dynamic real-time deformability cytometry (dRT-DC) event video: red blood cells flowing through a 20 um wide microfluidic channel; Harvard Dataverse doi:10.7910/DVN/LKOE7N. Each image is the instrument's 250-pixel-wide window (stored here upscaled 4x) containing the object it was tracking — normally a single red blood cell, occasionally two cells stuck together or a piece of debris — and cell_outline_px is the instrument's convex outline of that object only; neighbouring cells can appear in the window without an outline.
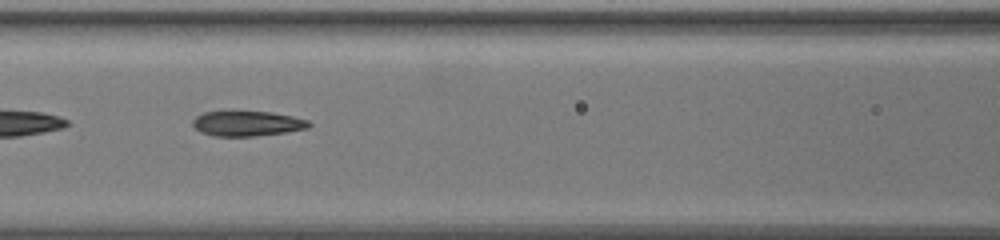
{"species": "common noctule bat (a hibernating species)", "species_latin": "Nyctalus noctula", "temperature_condition": "warm", "stored_images_in_passage": 18, "camera_frame_rate_fps": 3000, "um_per_image_px": 0.085, "animal": {"sex": "female", "body_mass_g": 19.5, "forearm_length_mm": 54.1}, "frame": {"image": 1, "passage_image": 8, "time_ms": 2.333, "image_size_px": [1000, 240], "cell_outline_px": [[312, 124], [308, 128], [284, 132], [256, 136], [212, 136], [200, 132], [192, 124], [192, 120], [196, 116], [204, 112], [272, 112], [292, 116], [308, 120]], "centroid_in_image_um": [21.0, 10.51], "position_along_channel_um": 145.6, "area_um2": 16.88}}